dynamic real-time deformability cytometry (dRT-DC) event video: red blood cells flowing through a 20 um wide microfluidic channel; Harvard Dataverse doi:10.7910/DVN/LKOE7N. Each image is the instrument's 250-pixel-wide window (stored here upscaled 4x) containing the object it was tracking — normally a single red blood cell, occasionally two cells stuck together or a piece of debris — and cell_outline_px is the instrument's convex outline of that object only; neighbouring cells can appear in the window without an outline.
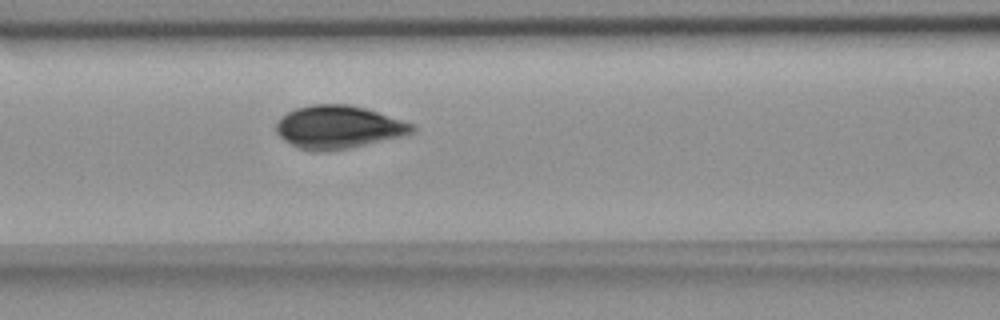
{"species": "common noctule bat (a hibernating species)", "species_latin": "Nyctalus noctula", "temperature_condition": "room temperature", "stored_images_in_passage": 7, "camera_frame_rate_fps": 3000, "um_per_image_px": 0.085, "animal": {"sex": "female", "body_mass_g": 18.4}, "frame": {"image": 1, "passage_image": 7, "time_ms": 8.333, "image_size_px": [1000, 320], "cell_outline_px": [[416, 128], [412, 132], [400, 136], [348, 148], [316, 152], [300, 148], [284, 140], [276, 132], [276, 124], [288, 112], [296, 108], [312, 104], [352, 104], [368, 108], [416, 124]], "centroid_in_image_um": [28.79, 10.78], "position_along_channel_um": 137.8, "area_um2": 33.87}}